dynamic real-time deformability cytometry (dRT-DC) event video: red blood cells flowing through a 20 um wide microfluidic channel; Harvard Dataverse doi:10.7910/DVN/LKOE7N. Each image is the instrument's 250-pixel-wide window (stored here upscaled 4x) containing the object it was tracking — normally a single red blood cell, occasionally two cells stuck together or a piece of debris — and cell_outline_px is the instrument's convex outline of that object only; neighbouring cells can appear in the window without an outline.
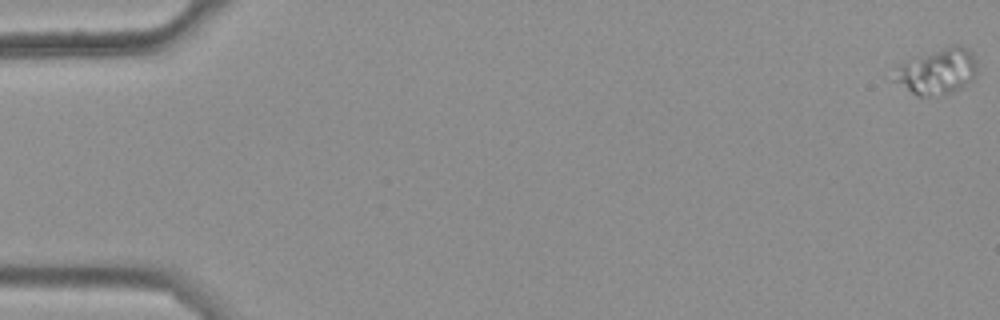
{"species": "common noctule bat (a hibernating species)", "species_latin": "Nyctalus noctula", "temperature_condition": "warm", "stored_images_in_passage": 11, "segment_of_instrument_passage": [1, 2], "camera_frame_rate_fps": 3000, "um_per_image_px": 0.085, "animal": {"sex": "female", "body_mass_g": 25.1}, "frame": {"image": 1, "passage_image": 1, "time_ms": 0.0, "image_size_px": [1000, 320], "cell_outline_px": [[976, 76], [972, 80], [960, 88], [952, 92], [928, 96], [916, 96], [884, 76], [896, 64], [952, 44], [960, 44], [968, 48], [972, 52], [976, 60]], "centroid_in_image_um": [79.54, 6.06], "position_along_channel_um": 5.5, "area_um2": 23.06}}